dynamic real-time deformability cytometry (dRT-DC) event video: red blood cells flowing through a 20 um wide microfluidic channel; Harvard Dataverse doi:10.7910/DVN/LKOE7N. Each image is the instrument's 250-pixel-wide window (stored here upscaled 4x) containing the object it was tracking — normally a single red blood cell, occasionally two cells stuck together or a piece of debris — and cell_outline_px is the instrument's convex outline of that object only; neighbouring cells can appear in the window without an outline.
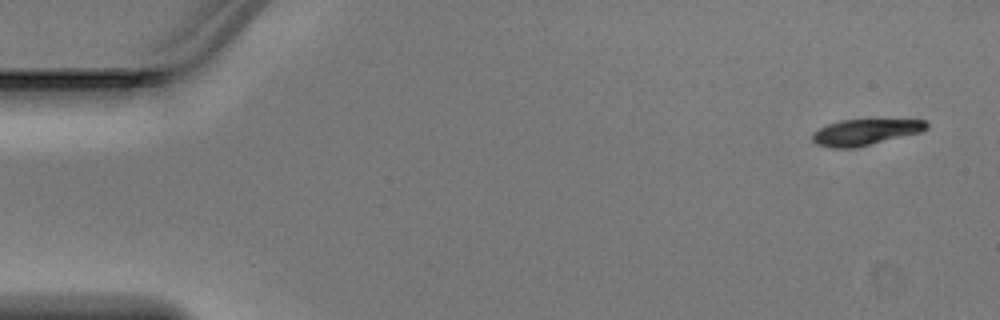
{"species": "Egyptian fruit bat (a non-hibernating species)", "species_latin": "Rousettus aegyptiacus", "temperature_condition": "warm", "stored_images_in_passage": 4, "camera_frame_rate_fps": 3000, "um_per_image_px": 0.085, "animal": {"sex": "male"}, "frame": {"image": 1, "passage_image": 1, "time_ms": 0.0, "image_size_px": [1000, 320], "cell_outline_px": [[928, 128], [920, 132], [856, 148], [832, 148], [816, 144], [812, 140], [812, 132], [828, 124], [840, 120], [924, 120], [928, 124]], "centroid_in_image_um": [73.5, 11.24], "position_along_channel_um": 11.5, "area_um2": 17.17}}
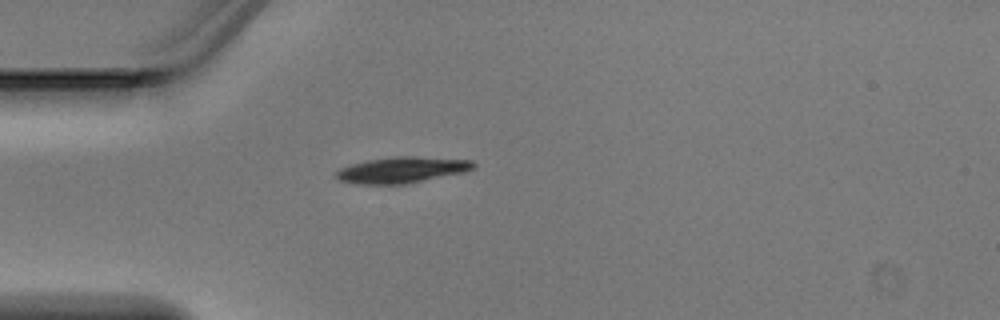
{"frame": {"image": 2, "passage_image": 4, "time_ms": 1.0, "image_size_px": [1000, 320], "cell_outline_px": [[476, 168], [464, 172], [404, 184], [356, 184], [340, 180], [336, 176], [336, 172], [340, 168], [352, 164], [368, 160], [396, 156], [412, 156], [472, 160], [476, 164]], "centroid_in_image_um": [34.19, 14.44], "position_along_channel_um": 50.8, "area_um2": 20.69}}